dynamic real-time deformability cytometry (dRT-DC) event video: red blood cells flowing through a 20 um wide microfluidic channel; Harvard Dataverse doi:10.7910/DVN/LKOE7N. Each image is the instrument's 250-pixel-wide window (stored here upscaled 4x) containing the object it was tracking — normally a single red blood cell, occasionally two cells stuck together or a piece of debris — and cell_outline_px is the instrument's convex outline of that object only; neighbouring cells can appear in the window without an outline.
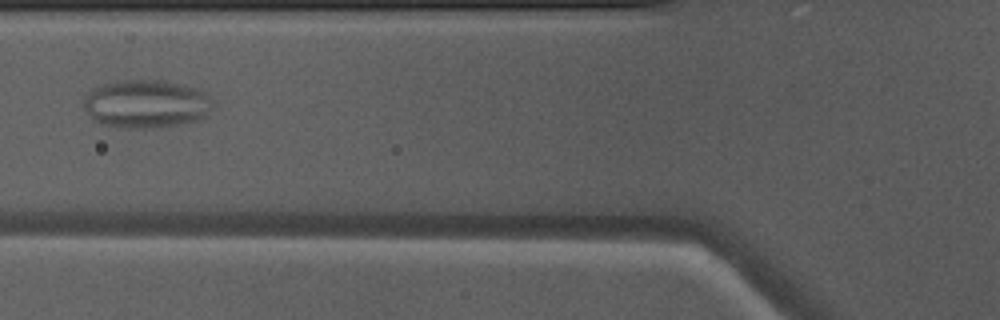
{"species": "Egyptian fruit bat (a non-hibernating species)", "species_latin": "Rousettus aegyptiacus", "temperature_condition": "warm", "stored_images_in_passage": 38, "camera_frame_rate_fps": 3000, "um_per_image_px": 0.085, "animal": {"sex": "male"}, "frame": {"image": 1, "passage_image": 7, "time_ms": 2.0, "image_size_px": [1000, 320], "cell_outline_px": [[212, 108], [200, 120], [180, 124], [156, 128], [116, 128], [100, 124], [84, 108], [84, 100], [92, 88], [116, 80], [164, 80], [184, 84], [196, 88], [204, 92], [212, 100]], "centroid_in_image_um": [12.44, 8.83], "position_along_channel_um": 113.4, "area_um2": 36.53}}
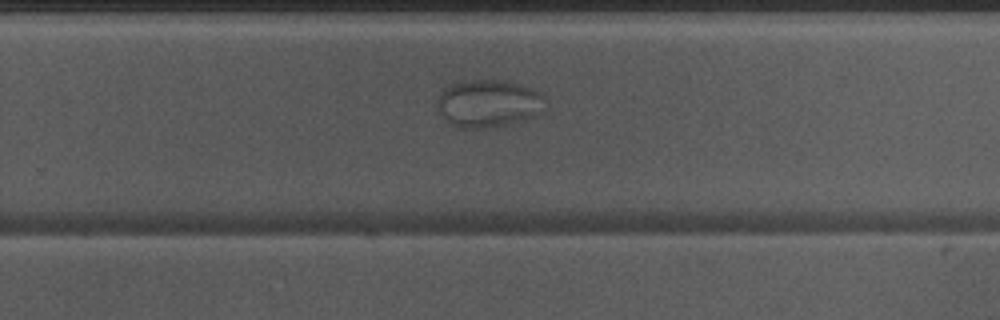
{"frame": {"image": 2, "passage_image": 20, "time_ms": 6.333, "image_size_px": [1000, 320], "cell_outline_px": [[548, 104], [544, 112], [524, 120], [496, 128], [460, 128], [448, 124], [444, 120], [436, 108], [436, 100], [444, 84], [460, 80], [504, 80], [520, 84], [544, 92], [548, 96]], "centroid_in_image_um": [41.54, 8.78], "position_along_channel_um": 288.3, "area_um2": 31.62}}
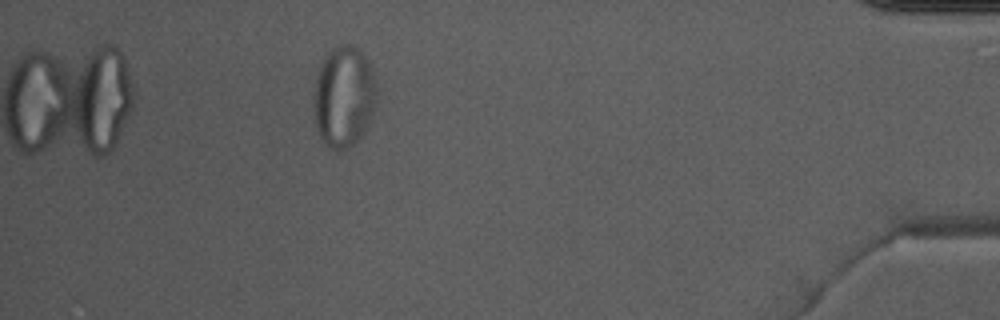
{"frame": {"image": 3, "passage_image": 33, "time_ms": 10.667, "image_size_px": [1000, 320], "cell_outline_px": [[376, 104], [372, 116], [364, 132], [348, 148], [340, 152], [336, 152], [328, 148], [324, 144], [316, 128], [312, 108], [312, 88], [324, 56], [336, 44], [352, 44], [368, 60], [372, 68], [376, 84]], "centroid_in_image_um": [29.19, 8.23], "position_along_channel_um": 406.0, "area_um2": 38.03}}